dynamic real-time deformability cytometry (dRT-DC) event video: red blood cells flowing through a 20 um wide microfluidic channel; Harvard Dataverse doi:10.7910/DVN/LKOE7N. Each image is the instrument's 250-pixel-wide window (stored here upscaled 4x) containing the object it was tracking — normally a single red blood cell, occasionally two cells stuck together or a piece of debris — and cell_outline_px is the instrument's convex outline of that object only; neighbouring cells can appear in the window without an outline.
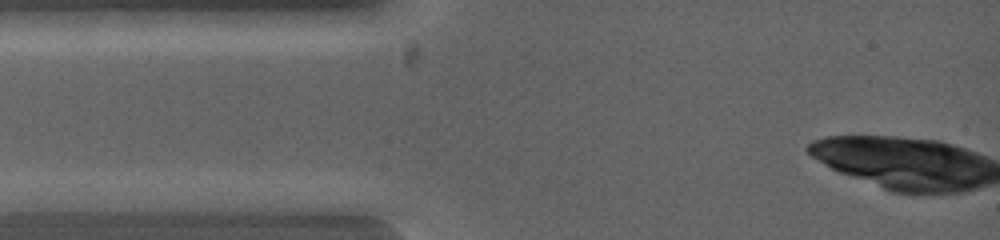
{"species": "common noctule bat (a hibernating species)", "species_latin": "Nyctalus noctula", "temperature_condition": "warm", "stored_images_in_passage": 3, "camera_frame_rate_fps": 5000, "um_per_image_px": 0.085, "animal": {"sex": "female", "body_mass_g": 19.0, "forearm_length_mm": 53.3}, "frame": {"image": 1, "passage_image": 1, "time_ms": 0.0, "image_size_px": [1000, 240], "cell_outline_px": [[124, 200], [108, 208], [40, 212], [20, 212], [20, 200], [76, 192], [88, 192]], "centroid_in_image_um": [5.77, 17.22], "position_along_channel_um": 79.2, "area_um2": 10.46}}